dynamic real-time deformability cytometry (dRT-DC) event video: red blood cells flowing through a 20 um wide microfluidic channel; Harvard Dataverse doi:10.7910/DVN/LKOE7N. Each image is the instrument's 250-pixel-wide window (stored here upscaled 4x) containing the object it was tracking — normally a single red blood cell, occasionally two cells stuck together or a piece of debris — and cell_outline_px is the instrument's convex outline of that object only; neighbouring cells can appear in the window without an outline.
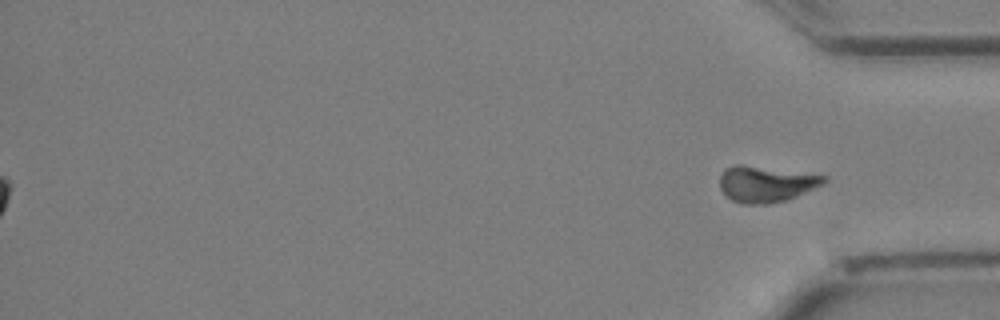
{"species": "Egyptian fruit bat (a non-hibernating species)", "species_latin": "Rousettus aegyptiacus", "temperature_condition": "cold", "stored_images_in_passage": 34, "segment_of_instrument_passage": [2, 2], "camera_frame_rate_fps": 3000, "um_per_image_px": 0.085, "animal": {"sex": "female"}, "frame": {"image": 1, "passage_image": 34, "time_ms": 11.0, "image_size_px": [1000, 320], "cell_outline_px": [[828, 180], [824, 184], [796, 196], [784, 200], [768, 204], [744, 204], [732, 200], [720, 188], [720, 172], [724, 168], [732, 164], [740, 164], [828, 176]], "centroid_in_image_um": [65.09, 15.62], "position_along_channel_um": 370.1, "area_um2": 21.85}}